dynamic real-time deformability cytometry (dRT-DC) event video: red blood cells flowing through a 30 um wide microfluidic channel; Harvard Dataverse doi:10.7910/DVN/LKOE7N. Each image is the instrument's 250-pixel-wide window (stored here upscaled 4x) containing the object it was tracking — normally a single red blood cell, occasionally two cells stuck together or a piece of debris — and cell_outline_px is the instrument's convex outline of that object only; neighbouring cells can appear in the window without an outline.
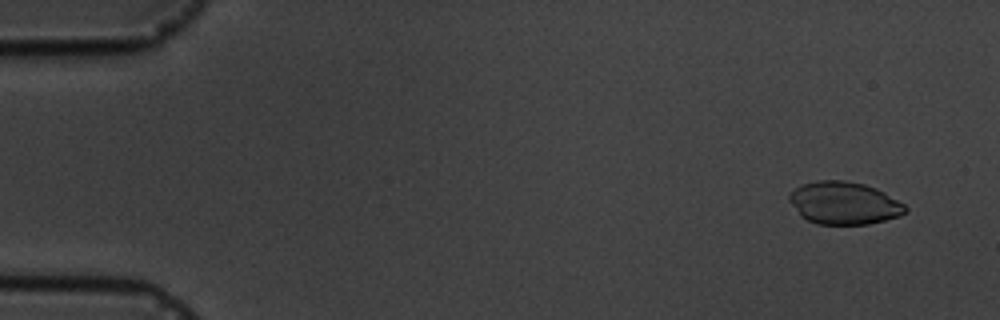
{"species": "common noctule bat (a hibernating species)", "species_latin": "Nyctalus noctula", "temperature_condition": "cold", "stored_images_in_passage": 5, "camera_frame_rate_fps": 3000, "um_per_image_px": 0.085, "animal": {"sex": "male", "body_mass_g": 19.5, "forearm_length_mm": 54.6}, "frame": {"image": 1, "passage_image": 2, "time_ms": 1.0, "image_size_px": [1000, 320], "cell_outline_px": [[908, 212], [900, 216], [868, 224], [816, 224], [800, 216], [788, 200], [788, 196], [796, 188], [804, 184], [816, 180], [844, 180], [864, 184], [876, 188], [884, 192], [904, 204], [908, 208]], "centroid_in_image_um": [71.75, 17.26], "position_along_channel_um": 13.2, "area_um2": 28.84}}